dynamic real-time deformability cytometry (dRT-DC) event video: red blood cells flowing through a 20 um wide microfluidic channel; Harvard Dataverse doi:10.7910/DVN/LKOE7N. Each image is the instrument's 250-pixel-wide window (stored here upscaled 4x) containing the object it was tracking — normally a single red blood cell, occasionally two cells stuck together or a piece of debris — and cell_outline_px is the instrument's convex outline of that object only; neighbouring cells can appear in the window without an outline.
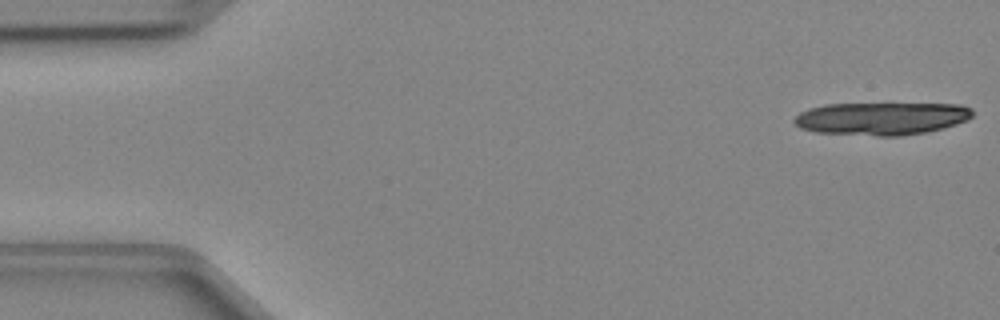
{"species": "Egyptian fruit bat (a non-hibernating species)", "species_latin": "Rousettus aegyptiacus", "temperature_condition": "cold", "stored_images_in_passage": 12, "camera_frame_rate_fps": 3000, "um_per_image_px": 0.085, "animal": {"sex": "female"}, "frame": {"image": 1, "passage_image": 1, "time_ms": 0.0, "image_size_px": [1000, 320], "cell_outline_px": [[972, 116], [968, 120], [944, 128], [928, 132], [900, 136], [876, 136], [816, 132], [800, 128], [792, 120], [800, 112], [808, 108], [824, 104], [960, 104], [972, 108]], "centroid_in_image_um": [74.93, 10.08], "position_along_channel_um": 10.1, "area_um2": 34.22}}